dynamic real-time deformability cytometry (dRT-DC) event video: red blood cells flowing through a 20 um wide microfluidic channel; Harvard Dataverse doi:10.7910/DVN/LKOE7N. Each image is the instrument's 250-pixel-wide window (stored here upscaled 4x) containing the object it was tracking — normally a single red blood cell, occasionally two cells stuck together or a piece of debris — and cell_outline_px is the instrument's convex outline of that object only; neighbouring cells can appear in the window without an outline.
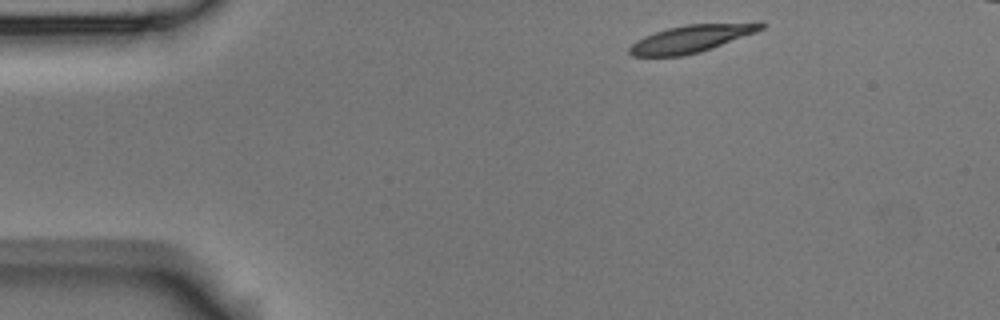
{"species": "Egyptian fruit bat (a non-hibernating species)", "species_latin": "Rousettus aegyptiacus", "temperature_condition": "room temperature", "stored_images_in_passage": 3, "camera_frame_rate_fps": 3000, "um_per_image_px": 0.085, "animal": {"sex": "male"}, "frame": {"image": 1, "passage_image": 1, "time_ms": 0.0, "image_size_px": [1000, 320], "cell_outline_px": [[764, 28], [756, 32], [712, 48], [700, 52], [680, 56], [632, 56], [628, 52], [628, 48], [636, 40], [644, 36], [668, 28], [688, 24], [764, 24]], "centroid_in_image_um": [58.64, 3.32], "position_along_channel_um": 26.4, "area_um2": 20.35}}